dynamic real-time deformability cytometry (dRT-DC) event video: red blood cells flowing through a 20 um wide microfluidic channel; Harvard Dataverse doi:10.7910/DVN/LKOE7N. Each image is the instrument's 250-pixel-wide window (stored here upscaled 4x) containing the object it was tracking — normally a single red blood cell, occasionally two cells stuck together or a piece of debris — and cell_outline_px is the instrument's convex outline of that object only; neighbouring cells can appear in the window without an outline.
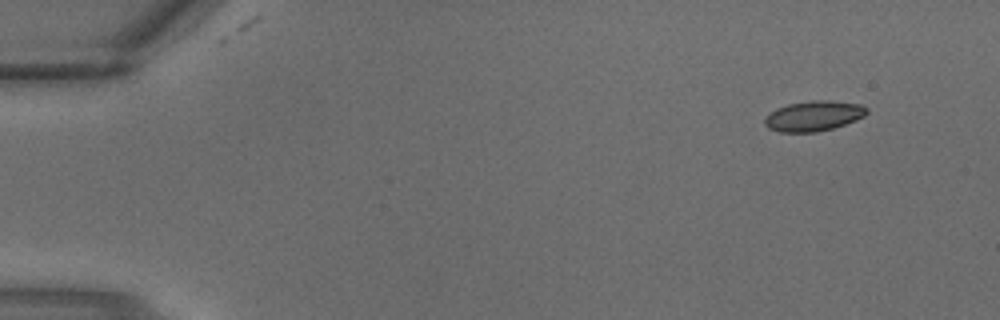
{"species": "common noctule bat (a hibernating species)", "species_latin": "Nyctalus noctula", "temperature_condition": "warm", "stored_images_in_passage": 2, "camera_frame_rate_fps": 3000, "um_per_image_px": 0.085, "animal": {"sex": "male", "body_mass_g": 18.8}, "frame": {"image": 1, "passage_image": 1, "time_ms": 0.0, "image_size_px": [1000, 320], "cell_outline_px": [[868, 112], [864, 116], [856, 120], [832, 128], [816, 132], [780, 132], [768, 128], [764, 124], [764, 116], [776, 108], [788, 104], [812, 100], [828, 100], [860, 104], [868, 108]], "centroid_in_image_um": [69.13, 9.85], "position_along_channel_um": 15.9, "area_um2": 18.03}}